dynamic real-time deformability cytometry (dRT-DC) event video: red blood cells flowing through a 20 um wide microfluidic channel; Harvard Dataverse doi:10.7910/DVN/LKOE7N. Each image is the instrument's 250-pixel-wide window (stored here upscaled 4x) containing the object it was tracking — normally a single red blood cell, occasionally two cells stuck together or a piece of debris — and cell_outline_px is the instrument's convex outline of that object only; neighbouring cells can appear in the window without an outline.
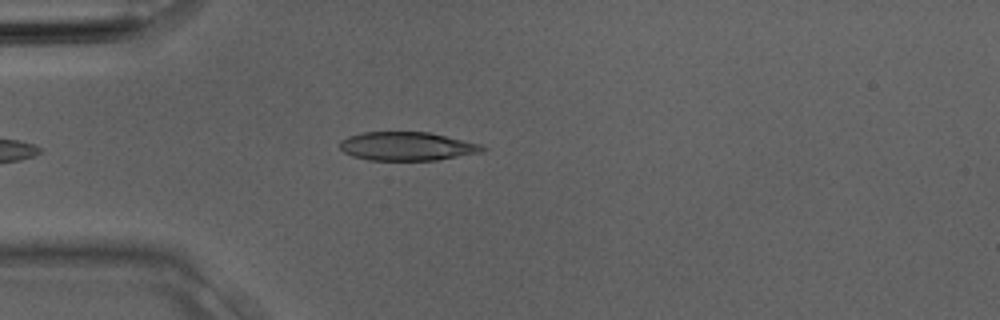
{"species": "Egyptian fruit bat (a non-hibernating species)", "species_latin": "Rousettus aegyptiacus", "temperature_condition": "room temperature", "stored_images_in_passage": 2, "camera_frame_rate_fps": 3000, "um_per_image_px": 0.085, "animal": {"sex": "male"}, "frame": {"image": 1, "passage_image": 2, "time_ms": 0.333, "image_size_px": [1000, 320], "cell_outline_px": [[488, 148], [480, 152], [436, 160], [368, 160], [352, 156], [344, 152], [340, 148], [340, 140], [348, 136], [364, 132], [428, 132], [480, 144]], "centroid_in_image_um": [34.55, 12.43], "position_along_channel_um": 50.4, "area_um2": 23.58}}